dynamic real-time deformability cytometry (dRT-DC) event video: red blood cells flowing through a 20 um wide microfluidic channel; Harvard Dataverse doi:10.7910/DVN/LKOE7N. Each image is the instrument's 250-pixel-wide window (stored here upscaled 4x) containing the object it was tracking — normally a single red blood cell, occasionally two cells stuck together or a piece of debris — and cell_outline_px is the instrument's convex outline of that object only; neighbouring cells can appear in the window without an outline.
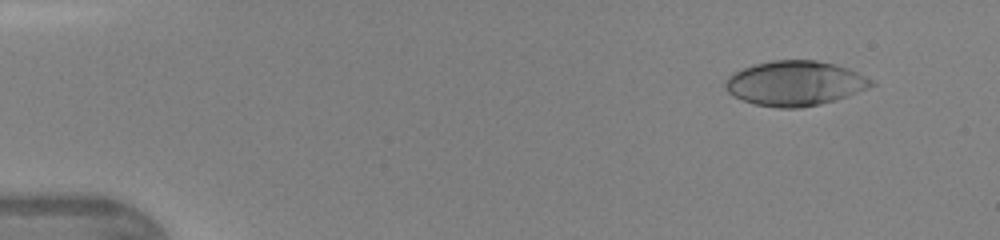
{"species": "human", "species_latin": "Homo sapiens", "temperature_condition": "warm", "stored_images_in_passage": 9, "camera_frame_rate_fps": 3000, "um_per_image_px": 0.085, "donor": {"sex": "female"}, "frame": {"image": 1, "passage_image": 2, "time_ms": 0.333, "image_size_px": [1000, 240], "cell_outline_px": [[876, 84], [868, 88], [820, 104], [800, 108], [780, 108], [756, 104], [744, 100], [728, 92], [724, 84], [728, 76], [732, 72], [752, 64], [772, 60], [816, 60], [836, 64], [848, 68], [872, 80]], "centroid_in_image_um": [67.54, 7.06], "position_along_channel_um": 17.5, "area_um2": 37.86}}
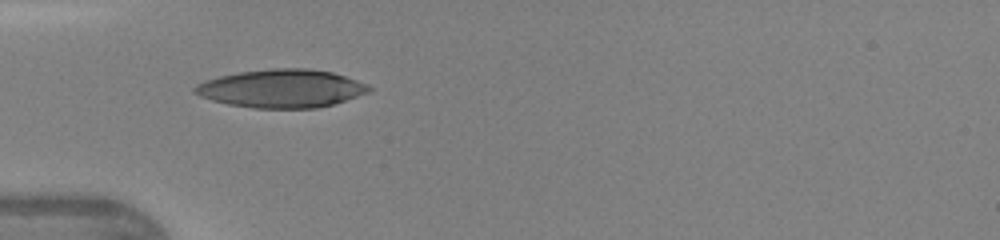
{"frame": {"image": 2, "passage_image": 7, "time_ms": 2.0, "image_size_px": [1000, 240], "cell_outline_px": [[372, 88], [368, 92], [332, 104], [316, 108], [252, 108], [228, 104], [212, 100], [200, 96], [192, 92], [192, 88], [196, 84], [204, 80], [220, 76], [240, 72], [272, 68], [308, 68], [332, 72], [368, 84]], "centroid_in_image_um": [23.88, 7.52], "position_along_channel_um": 61.1, "area_um2": 38.67}}